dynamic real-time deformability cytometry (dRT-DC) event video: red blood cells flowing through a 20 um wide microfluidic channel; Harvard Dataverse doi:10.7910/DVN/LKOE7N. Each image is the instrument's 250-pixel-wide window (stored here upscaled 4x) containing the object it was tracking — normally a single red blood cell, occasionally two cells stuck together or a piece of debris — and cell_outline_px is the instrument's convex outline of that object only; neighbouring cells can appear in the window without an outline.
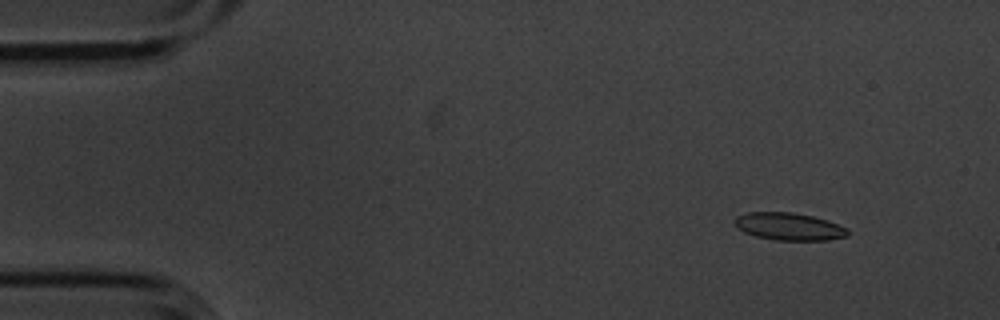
{"species": "common noctule bat (a hibernating species)", "species_latin": "Nyctalus noctula", "temperature_condition": "cold", "stored_images_in_passage": 6, "camera_frame_rate_fps": 3000, "um_per_image_px": 0.085, "animal": {"sex": "male", "body_mass_g": 20.1, "forearm_length_mm": 53.5}, "frame": {"image": 1, "passage_image": 2, "time_ms": 0.333, "image_size_px": [1000, 320], "cell_outline_px": [[848, 236], [828, 240], [776, 240], [756, 236], [744, 232], [736, 228], [732, 220], [736, 216], [748, 212], [792, 212], [812, 216], [828, 220], [848, 228]], "centroid_in_image_um": [67.04, 19.25], "position_along_channel_um": 18.0, "area_um2": 18.26}}